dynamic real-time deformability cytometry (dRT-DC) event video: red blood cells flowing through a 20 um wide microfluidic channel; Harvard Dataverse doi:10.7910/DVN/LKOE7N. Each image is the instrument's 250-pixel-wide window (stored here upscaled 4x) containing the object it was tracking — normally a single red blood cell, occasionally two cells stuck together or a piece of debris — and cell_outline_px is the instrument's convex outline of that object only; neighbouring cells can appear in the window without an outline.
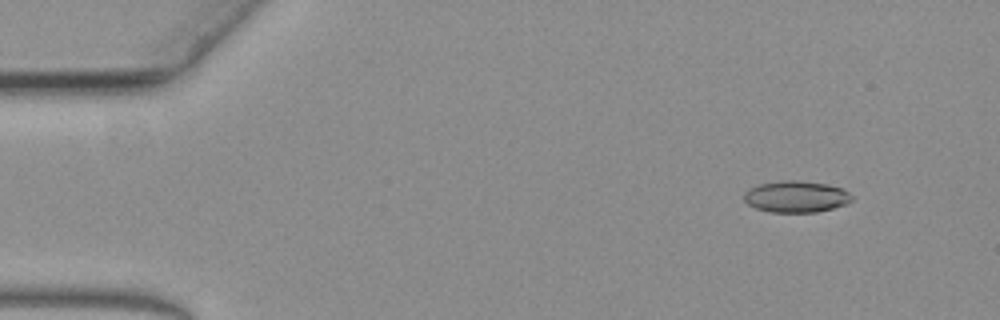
{"species": "common noctule bat (a hibernating species)", "species_latin": "Nyctalus noctula", "temperature_condition": "warm", "stored_images_in_passage": 60, "camera_frame_rate_fps": 3000, "um_per_image_px": 0.085, "animal": {"sex": "female", "body_mass_g": 19.3, "forearm_length_mm": 54.1}, "frame": {"image": 1, "passage_image": 5, "time_ms": 1.333, "image_size_px": [1000, 320], "cell_outline_px": [[852, 200], [844, 204], [832, 208], [816, 212], [772, 212], [756, 208], [748, 204], [744, 200], [744, 192], [748, 188], [760, 184], [784, 180], [796, 180], [828, 184], [844, 188], [852, 196]], "centroid_in_image_um": [67.66, 16.7], "position_along_channel_um": 17.3, "area_um2": 19.77}}
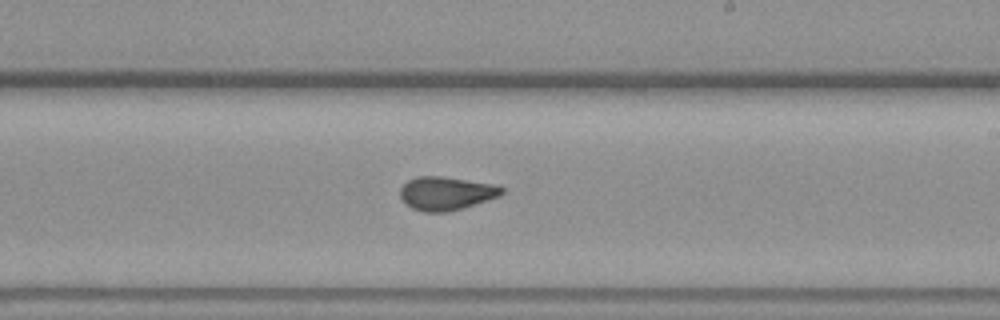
{"frame": {"image": 2, "passage_image": 35, "time_ms": 11.333, "image_size_px": [1000, 320], "cell_outline_px": [[504, 192], [500, 196], [448, 212], [424, 212], [412, 208], [400, 196], [400, 188], [408, 180], [416, 176], [440, 176], [492, 184], [504, 188]], "centroid_in_image_um": [37.91, 16.43], "position_along_channel_um": 251.1, "area_um2": 19.54}}
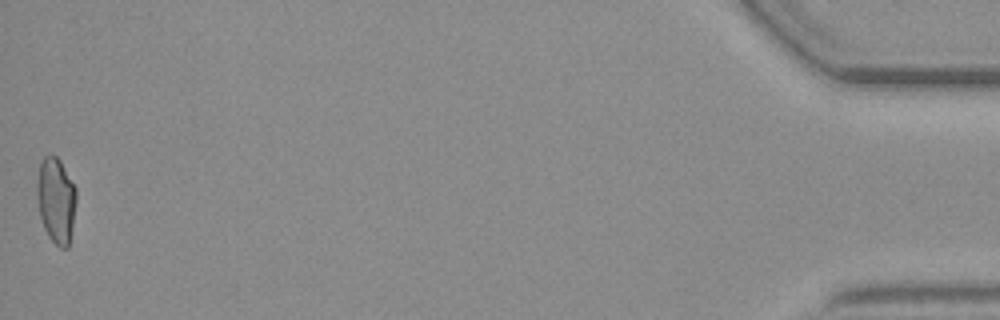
{"frame": {"image": 3, "passage_image": 60, "time_ms": 19.667, "image_size_px": [1000, 320], "cell_outline_px": [[76, 200], [72, 228], [68, 248], [60, 248], [48, 236], [44, 228], [40, 216], [36, 196], [36, 180], [40, 160], [44, 156], [52, 152], [60, 160], [76, 188]], "centroid_in_image_um": [4.74, 16.97], "position_along_channel_um": 430.5, "area_um2": 19.94}}